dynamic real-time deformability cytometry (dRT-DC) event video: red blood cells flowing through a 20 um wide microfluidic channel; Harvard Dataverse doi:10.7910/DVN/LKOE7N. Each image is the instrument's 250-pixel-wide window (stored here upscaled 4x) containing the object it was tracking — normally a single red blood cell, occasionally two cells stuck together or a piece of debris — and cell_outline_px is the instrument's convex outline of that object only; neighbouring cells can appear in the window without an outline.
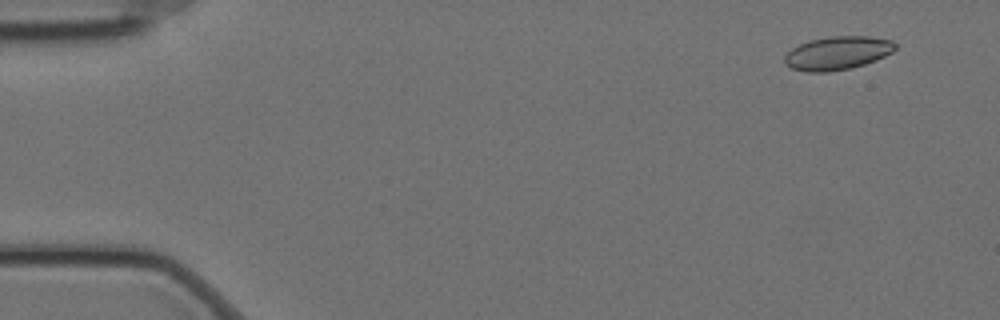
{"species": "Egyptian fruit bat (a non-hibernating species)", "species_latin": "Rousettus aegyptiacus", "temperature_condition": "cold", "stored_images_in_passage": 5, "camera_frame_rate_fps": 3000, "um_per_image_px": 0.085, "animal": {"sex": "female"}, "frame": {"image": 1, "passage_image": 2, "time_ms": 0.333, "image_size_px": [1000, 320], "cell_outline_px": [[896, 48], [892, 52], [876, 60], [852, 68], [828, 72], [808, 72], [792, 68], [784, 64], [784, 56], [792, 48], [800, 44], [812, 40], [832, 36], [868, 36], [892, 40], [896, 44]], "centroid_in_image_um": [71.19, 4.52], "position_along_channel_um": 13.8, "area_um2": 21.5}}
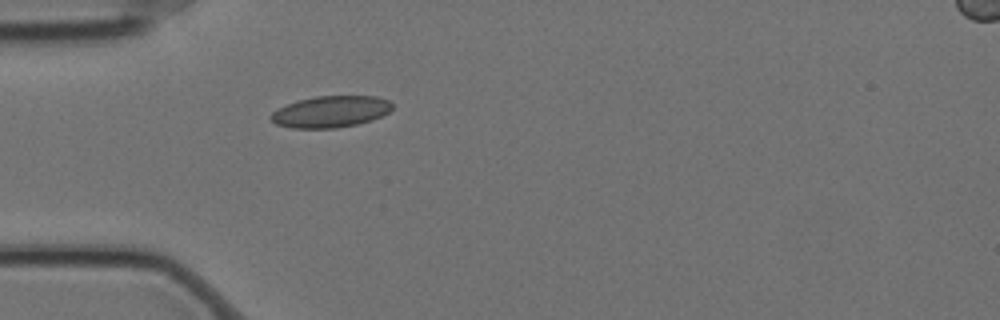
{"frame": {"image": 2, "passage_image": 5, "time_ms": 1.333, "image_size_px": [1000, 320], "cell_outline_px": [[392, 108], [388, 112], [372, 120], [356, 124], [336, 128], [292, 128], [276, 124], [268, 116], [272, 112], [288, 104], [300, 100], [316, 96], [376, 96], [388, 100], [392, 104]], "centroid_in_image_um": [28.1, 9.49], "position_along_channel_um": 56.9, "area_um2": 22.08}}